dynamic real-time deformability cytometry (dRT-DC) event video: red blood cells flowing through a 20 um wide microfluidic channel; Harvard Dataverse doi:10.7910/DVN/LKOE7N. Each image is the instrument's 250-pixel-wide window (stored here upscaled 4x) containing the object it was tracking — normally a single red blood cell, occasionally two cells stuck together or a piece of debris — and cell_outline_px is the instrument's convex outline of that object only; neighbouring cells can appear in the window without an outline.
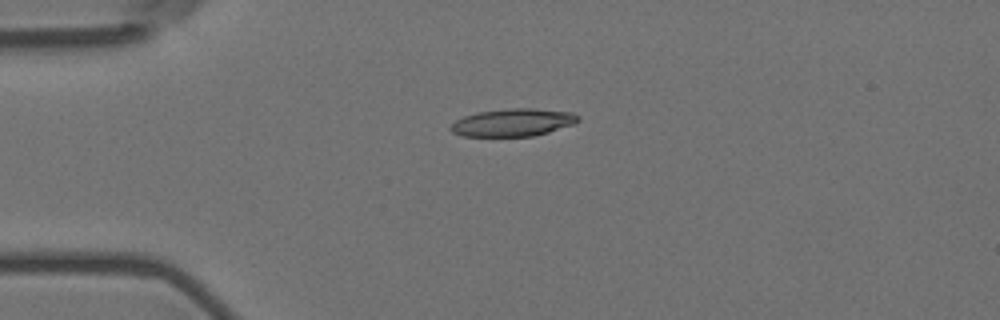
{"species": "Egyptian fruit bat (a non-hibernating species)", "species_latin": "Rousettus aegyptiacus", "temperature_condition": "room temperature", "stored_images_in_passage": 4, "camera_frame_rate_fps": 3000, "um_per_image_px": 0.085, "animal": {"sex": "female"}, "frame": {"image": 1, "passage_image": 4, "time_ms": 1.0, "image_size_px": [1000, 320], "cell_outline_px": [[580, 120], [572, 124], [548, 132], [532, 136], [460, 136], [452, 132], [448, 128], [456, 120], [464, 116], [476, 112], [512, 108], [532, 108], [572, 112], [580, 116]], "centroid_in_image_um": [43.58, 10.41], "position_along_channel_um": 41.4, "area_um2": 20.52}}